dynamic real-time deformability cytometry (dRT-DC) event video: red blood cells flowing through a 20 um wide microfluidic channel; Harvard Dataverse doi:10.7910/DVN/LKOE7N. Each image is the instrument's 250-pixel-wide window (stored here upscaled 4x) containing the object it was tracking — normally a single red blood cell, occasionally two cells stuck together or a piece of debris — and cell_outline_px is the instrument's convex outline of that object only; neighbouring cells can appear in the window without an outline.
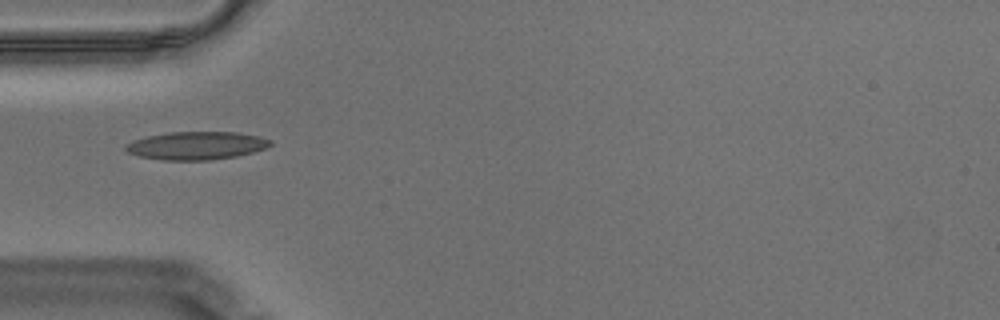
{"species": "Egyptian fruit bat (a non-hibernating species)", "species_latin": "Rousettus aegyptiacus", "temperature_condition": "warm", "stored_images_in_passage": 35, "camera_frame_rate_fps": 3000, "um_per_image_px": 0.085, "animal": {"sex": "male"}, "frame": {"image": 1, "passage_image": 1, "time_ms": 0.0, "image_size_px": [1000, 320], "cell_outline_px": [[272, 144], [264, 148], [252, 152], [236, 156], [208, 160], [164, 160], [140, 156], [128, 152], [124, 148], [124, 144], [132, 140], [148, 136], [168, 132], [236, 132], [260, 136], [272, 140]], "centroid_in_image_um": [16.68, 12.37], "position_along_channel_um": 68.3, "area_um2": 23.58}}
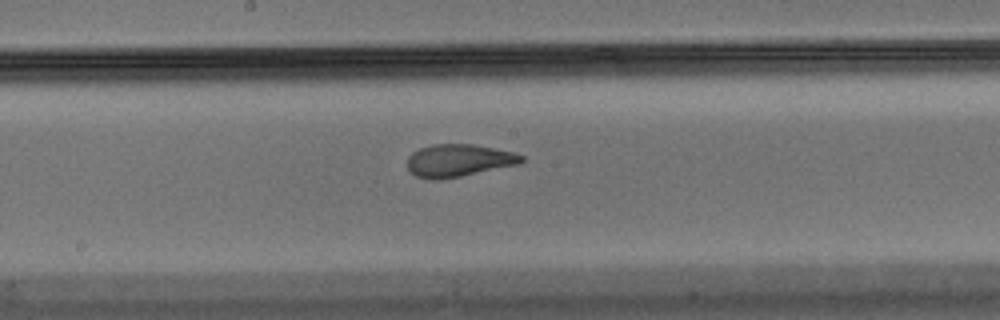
{"frame": {"image": 2, "passage_image": 13, "time_ms": 4.0, "image_size_px": [1000, 320], "cell_outline_px": [[524, 160], [520, 164], [460, 176], [436, 180], [428, 180], [416, 176], [408, 168], [408, 156], [412, 152], [420, 148], [432, 144], [472, 144], [512, 152], [524, 156]], "centroid_in_image_um": [38.96, 13.64], "position_along_channel_um": 209.2, "area_um2": 21.5}}
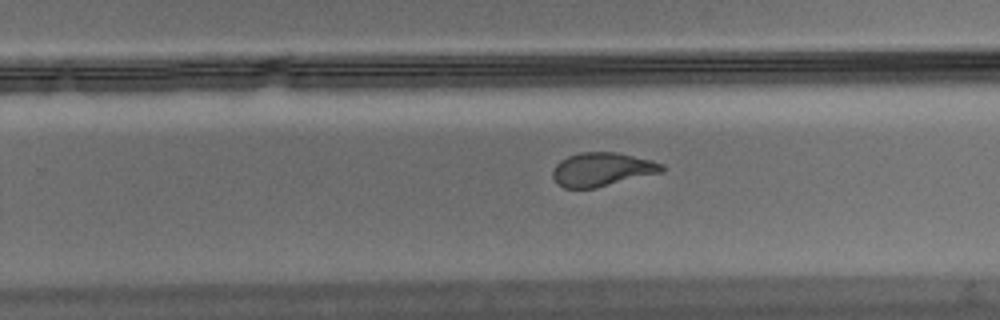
{"frame": {"image": 3, "passage_image": 19, "time_ms": 6.0, "image_size_px": [1000, 320], "cell_outline_px": [[664, 172], [596, 188], [564, 188], [552, 176], [552, 172], [556, 164], [560, 160], [568, 156], [580, 152], [616, 152], [652, 160], [664, 164]], "centroid_in_image_um": [51.21, 14.4], "position_along_channel_um": 278.6, "area_um2": 21.5}, "authors_computed_cell_mechanics": {"area_um2": 21.964, "velocity_mm_per_s": 3.4915, "shape_relaxation_time_tau1_ms": 7.0338, "shape_relaxation_time_tau2_ms": 1.1479, "deformation_change_tau1": 0.2352, "deformation_change_tau2": 0.0771}}